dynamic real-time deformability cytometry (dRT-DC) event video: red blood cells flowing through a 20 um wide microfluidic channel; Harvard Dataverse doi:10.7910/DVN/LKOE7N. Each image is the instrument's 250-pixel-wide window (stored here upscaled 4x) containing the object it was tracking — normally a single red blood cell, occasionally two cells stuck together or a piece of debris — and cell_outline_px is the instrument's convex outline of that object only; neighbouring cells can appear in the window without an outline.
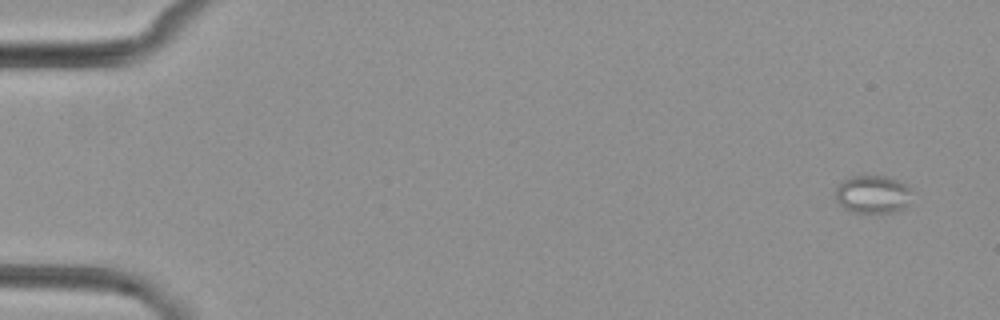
{"species": "common noctule bat (a hibernating species)", "species_latin": "Nyctalus noctula", "temperature_condition": "cold", "stored_images_in_passage": 5, "camera_frame_rate_fps": 3000, "um_per_image_px": 0.085, "animal": {"sex": "female", "body_mass_g": 29.2, "forearm_length_mm": 56.3}, "frame": {"image": 1, "passage_image": 1, "time_ms": 0.0, "image_size_px": [1000, 320], "cell_outline_px": [[912, 188], [908, 204], [904, 208], [892, 212], [852, 212], [844, 208], [836, 200], [836, 188], [844, 180], [852, 176], [884, 176], [896, 180]], "centroid_in_image_um": [74.19, 16.52], "position_along_channel_um": 10.8, "area_um2": 16.7}}